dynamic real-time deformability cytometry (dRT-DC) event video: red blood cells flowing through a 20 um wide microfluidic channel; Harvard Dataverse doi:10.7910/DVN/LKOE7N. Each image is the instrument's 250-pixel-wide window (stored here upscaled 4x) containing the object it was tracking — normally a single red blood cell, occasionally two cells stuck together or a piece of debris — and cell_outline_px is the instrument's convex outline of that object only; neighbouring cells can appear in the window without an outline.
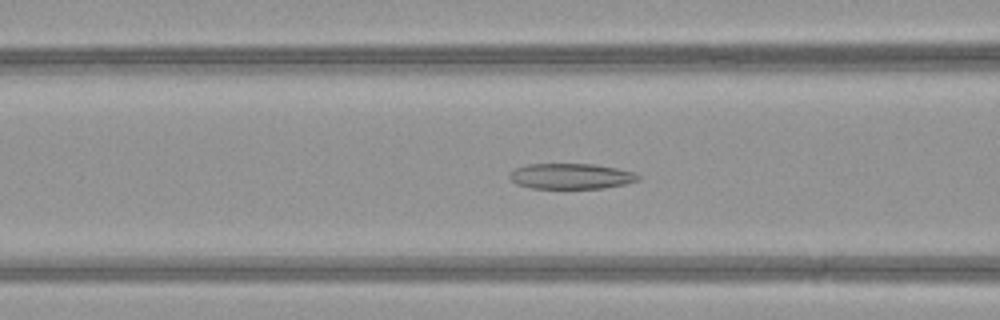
{"species": "common noctule bat (a hibernating species)", "species_latin": "Nyctalus noctula", "temperature_condition": "warm", "stored_images_in_passage": 51, "camera_frame_rate_fps": 3000, "um_per_image_px": 0.085, "animal": {"sex": "female", "body_mass_g": 21.9}, "frame": {"image": 1, "passage_image": 22, "time_ms": 7.0, "image_size_px": [1000, 320], "cell_outline_px": [[640, 180], [624, 184], [604, 188], [532, 188], [516, 184], [508, 176], [516, 168], [528, 164], [596, 164], [616, 168], [632, 172], [640, 176]], "centroid_in_image_um": [48.54, 14.98], "position_along_channel_um": 118.1, "area_um2": 19.02}}
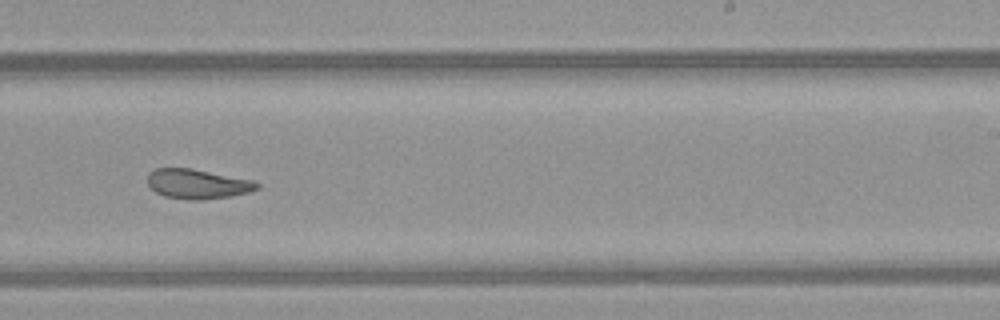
{"frame": {"image": 2, "passage_image": 33, "time_ms": 10.667, "image_size_px": [1000, 320], "cell_outline_px": [[260, 188], [248, 192], [228, 196], [200, 200], [192, 200], [164, 196], [156, 192], [148, 184], [148, 172], [156, 168], [192, 168], [252, 180], [260, 184]], "centroid_in_image_um": [16.78, 15.62], "position_along_channel_um": 272.2, "area_um2": 18.79}}
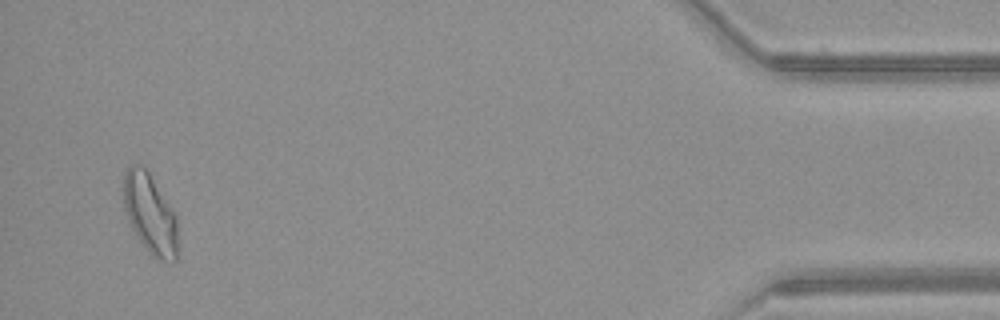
{"frame": {"image": 3, "passage_image": 49, "time_ms": 16.0, "image_size_px": [1000, 320], "cell_outline_px": [[176, 260], [156, 260], [148, 252], [136, 236], [128, 220], [124, 208], [124, 176], [128, 164], [140, 164], [148, 172], [176, 216]], "centroid_in_image_um": [12.72, 18.18], "position_along_channel_um": 422.5, "area_um2": 24.8}, "authors_computed_cell_mechanics": {"area_um2": 22.4264, "velocity_mm_per_s": 4.2039, "shape_relaxation_time_tau1_ms": null, "shape_relaxation_time_tau2_ms": 1.5074, "deformation_change_tau1": null, "deformation_change_tau2": 0.0878}}